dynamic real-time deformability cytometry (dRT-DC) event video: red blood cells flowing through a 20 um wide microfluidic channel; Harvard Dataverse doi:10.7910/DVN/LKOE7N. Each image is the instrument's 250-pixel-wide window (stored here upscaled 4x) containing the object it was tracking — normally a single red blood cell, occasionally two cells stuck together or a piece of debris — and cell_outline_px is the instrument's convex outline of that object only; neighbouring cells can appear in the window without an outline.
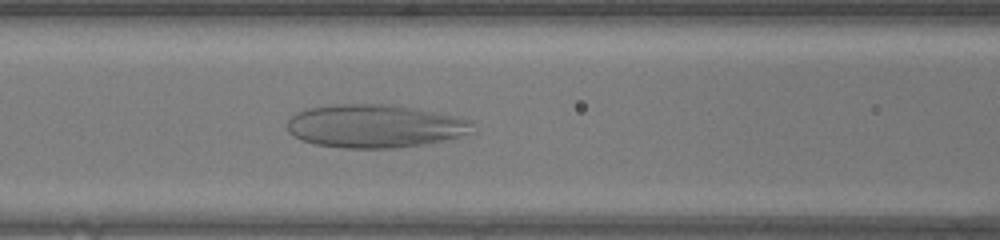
{"species": "human", "species_latin": "Homo sapiens", "temperature_condition": "warm", "stored_images_in_passage": 50, "camera_frame_rate_fps": 3000, "um_per_image_px": 0.085, "donor": {"sex": "female"}, "frame": {"image": 1, "passage_image": 21, "time_ms": 6.667, "image_size_px": [1000, 240], "cell_outline_px": [[476, 132], [424, 144], [392, 148], [344, 148], [316, 144], [300, 140], [292, 136], [288, 132], [288, 120], [296, 112], [308, 108], [332, 104], [396, 104], [456, 116], [472, 120]], "centroid_in_image_um": [31.87, 10.71], "position_along_channel_um": 134.7, "area_um2": 47.05}}
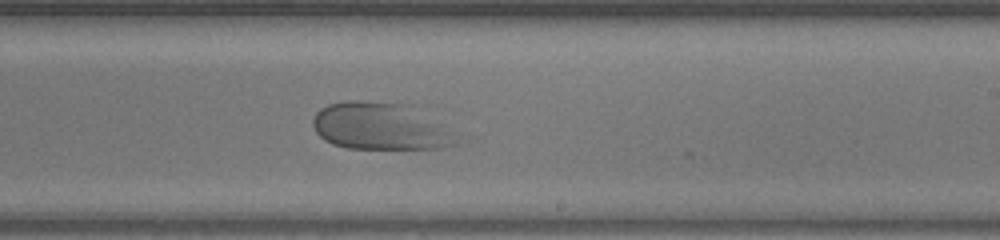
{"frame": {"image": 2, "passage_image": 30, "time_ms": 9.667, "image_size_px": [1000, 240], "cell_outline_px": [[464, 140], [456, 144], [440, 148], [348, 148], [332, 144], [324, 140], [316, 132], [312, 124], [312, 120], [316, 112], [320, 108], [328, 104], [348, 100], [360, 100], [412, 104]], "centroid_in_image_um": [32.34, 10.72], "position_along_channel_um": 256.7, "area_um2": 39.88}}
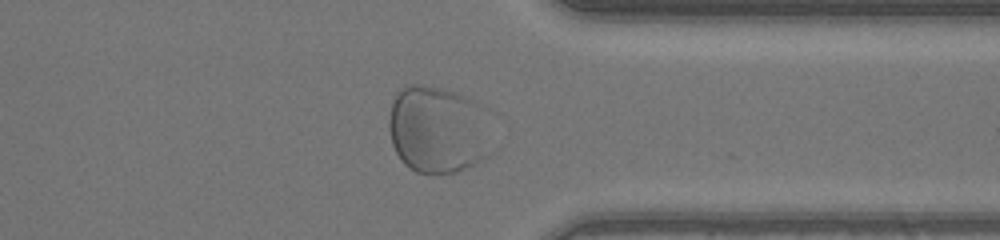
{"frame": {"image": 3, "passage_image": 39, "time_ms": 12.667, "image_size_px": [1000, 240], "cell_outline_px": [[500, 116], [496, 152], [476, 164], [456, 172], [416, 172], [408, 168], [404, 164], [396, 152], [392, 144], [388, 128], [388, 120], [392, 100], [396, 92], [400, 88], [412, 84], [420, 84], [456, 92], [496, 112]], "centroid_in_image_um": [37.46, 11.0], "position_along_channel_um": 373.9, "area_um2": 56.12}}